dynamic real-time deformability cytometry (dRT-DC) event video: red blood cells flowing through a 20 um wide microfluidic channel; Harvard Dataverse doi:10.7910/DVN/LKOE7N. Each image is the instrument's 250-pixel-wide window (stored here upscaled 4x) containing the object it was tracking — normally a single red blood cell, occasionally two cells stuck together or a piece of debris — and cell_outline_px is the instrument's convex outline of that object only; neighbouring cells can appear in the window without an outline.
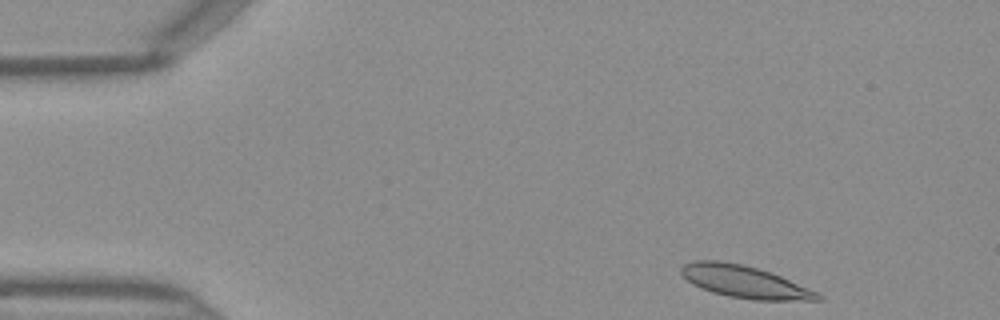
{"species": "Egyptian fruit bat (a non-hibernating species)", "species_latin": "Rousettus aegyptiacus", "temperature_condition": "warm", "stored_images_in_passage": 36, "camera_frame_rate_fps": 3000, "um_per_image_px": 0.085, "frame": {"image": 1, "passage_image": 1, "time_ms": 0.0, "image_size_px": [1000, 320], "cell_outline_px": [[824, 300], [752, 300], [728, 296], [712, 292], [700, 288], [692, 284], [680, 272], [680, 268], [684, 264], [696, 260], [720, 260], [744, 264], [780, 276], [808, 288], [824, 296]], "centroid_in_image_um": [63.27, 23.95], "position_along_channel_um": 21.7, "area_um2": 25.55}}
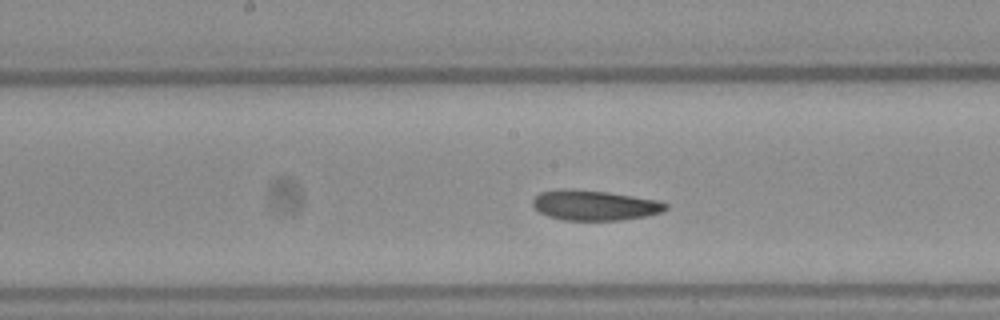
{"frame": {"image": 2, "passage_image": 19, "time_ms": 6.0, "image_size_px": [1000, 320], "cell_outline_px": [[668, 208], [664, 212], [644, 216], [620, 220], [560, 220], [548, 216], [540, 212], [532, 204], [532, 200], [540, 192], [556, 188], [572, 188], [608, 192], [656, 200], [668, 204]], "centroid_in_image_um": [50.5, 17.44], "position_along_channel_um": 197.7, "area_um2": 23.52}}
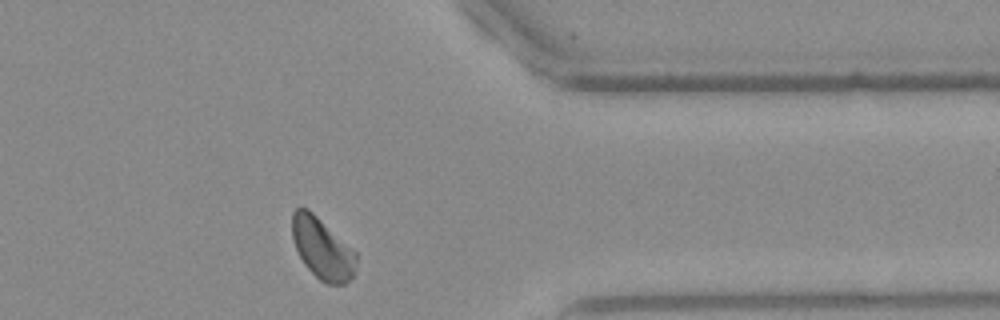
{"frame": {"image": 3, "passage_image": 33, "time_ms": 10.667, "image_size_px": [1000, 320], "cell_outline_px": [[356, 272], [344, 284], [328, 284], [320, 280], [304, 264], [296, 248], [292, 236], [292, 212], [296, 208], [308, 208], [356, 252]], "centroid_in_image_um": [27.39, 21.12], "position_along_channel_um": 384.0, "area_um2": 22.6}}